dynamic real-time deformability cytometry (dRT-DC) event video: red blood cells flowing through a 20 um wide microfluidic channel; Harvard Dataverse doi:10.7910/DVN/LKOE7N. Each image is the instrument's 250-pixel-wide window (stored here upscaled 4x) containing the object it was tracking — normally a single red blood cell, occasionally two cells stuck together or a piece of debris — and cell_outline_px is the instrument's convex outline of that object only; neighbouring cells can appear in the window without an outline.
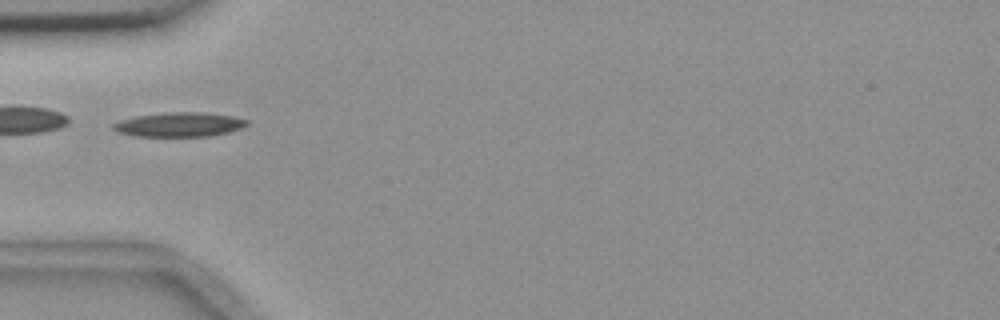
{"species": "common noctule bat (a hibernating species)", "species_latin": "Nyctalus noctula", "temperature_condition": "room temperature", "stored_images_in_passage": 4, "camera_frame_rate_fps": 3000, "um_per_image_px": 0.085, "animal": {"sex": "female", "body_mass_g": 18.4}, "frame": {"image": 1, "passage_image": 2, "time_ms": 1.0, "image_size_px": [1000, 320], "cell_outline_px": [[248, 124], [240, 128], [228, 132], [208, 136], [136, 136], [120, 132], [112, 128], [112, 124], [120, 120], [136, 116], [168, 112], [204, 112], [232, 116], [248, 120]], "centroid_in_image_um": [15.24, 10.58], "position_along_channel_um": 69.8, "area_um2": 18.79}}
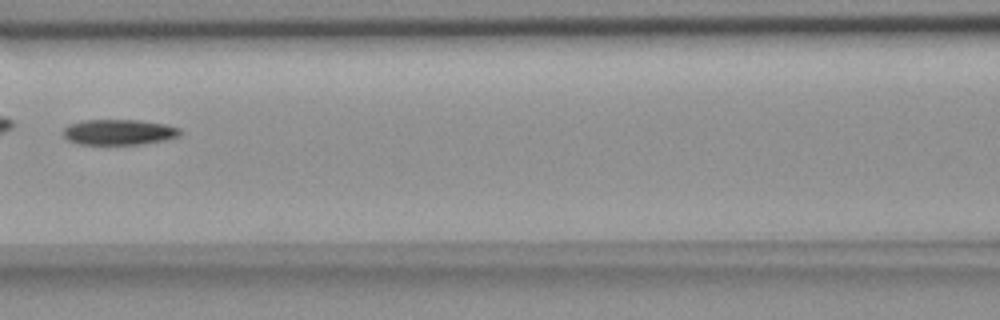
{"frame": {"image": 2, "passage_image": 4, "time_ms": 3.333, "image_size_px": [1000, 320], "cell_outline_px": [[180, 136], [164, 140], [140, 144], [80, 144], [68, 140], [60, 132], [68, 124], [80, 120], [140, 120], [164, 124], [180, 128]], "centroid_in_image_um": [10.06, 11.22], "position_along_channel_um": 156.5, "area_um2": 17.46}}